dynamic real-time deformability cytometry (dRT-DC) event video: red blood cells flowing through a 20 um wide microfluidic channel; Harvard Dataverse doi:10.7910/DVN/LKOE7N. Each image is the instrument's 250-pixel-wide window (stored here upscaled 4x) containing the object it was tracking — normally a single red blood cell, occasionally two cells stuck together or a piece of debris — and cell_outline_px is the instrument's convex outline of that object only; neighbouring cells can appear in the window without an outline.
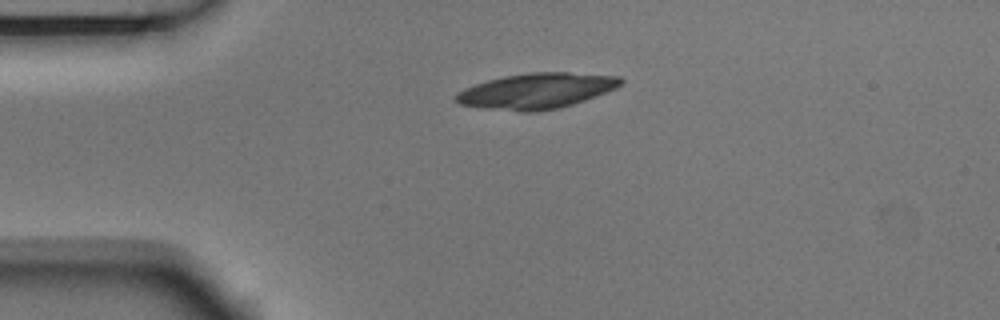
{"species": "Egyptian fruit bat (a non-hibernating species)", "species_latin": "Rousettus aegyptiacus", "temperature_condition": "room temperature", "stored_images_in_passage": 1, "camera_frame_rate_fps": 3000, "um_per_image_px": 0.085, "animal": {"sex": "male"}, "frame": {"image": 1, "passage_image": 1, "time_ms": 0.0, "image_size_px": [1000, 320], "cell_outline_px": [[624, 80], [616, 88], [584, 100], [560, 108], [536, 112], [520, 112], [460, 104], [452, 100], [464, 88], [488, 80], [504, 76], [528, 72], [568, 72], [620, 76]], "centroid_in_image_um": [45.62, 7.72], "position_along_channel_um": 39.4, "area_um2": 33.93}}